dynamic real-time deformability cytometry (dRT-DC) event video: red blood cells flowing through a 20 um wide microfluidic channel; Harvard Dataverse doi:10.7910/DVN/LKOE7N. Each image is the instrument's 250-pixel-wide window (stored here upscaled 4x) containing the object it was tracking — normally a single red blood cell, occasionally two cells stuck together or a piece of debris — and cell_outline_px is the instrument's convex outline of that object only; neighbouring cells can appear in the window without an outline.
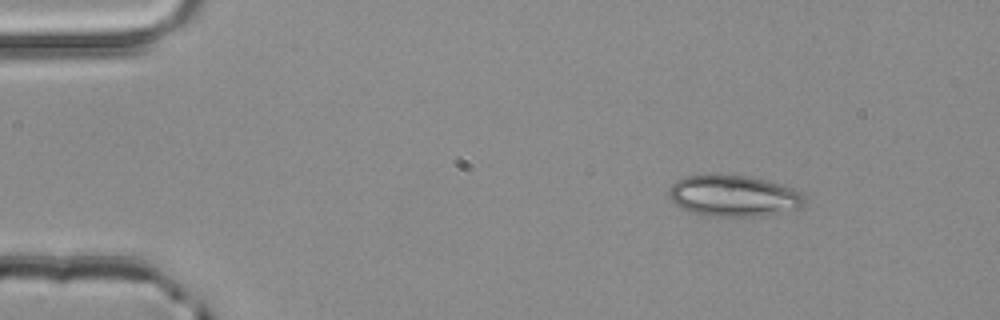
{"species": "common noctule bat (a hibernating species)", "species_latin": "Nyctalus noctula", "temperature_condition": "room temperature", "stored_images_in_passage": 3, "camera_frame_rate_fps": 3000, "um_per_image_px": 0.085, "animal": {"sex": "male", "body_mass_g": 20.4}, "frame": {"image": 1, "passage_image": 1, "time_ms": 0.0, "image_size_px": [1000, 320], "cell_outline_px": [[804, 204], [800, 208], [764, 216], [704, 216], [680, 208], [668, 196], [668, 188], [676, 180], [684, 176], [748, 176], [768, 180], [792, 188], [804, 196]], "centroid_in_image_um": [62.34, 16.67], "position_along_channel_um": 22.7, "area_um2": 32.43}}